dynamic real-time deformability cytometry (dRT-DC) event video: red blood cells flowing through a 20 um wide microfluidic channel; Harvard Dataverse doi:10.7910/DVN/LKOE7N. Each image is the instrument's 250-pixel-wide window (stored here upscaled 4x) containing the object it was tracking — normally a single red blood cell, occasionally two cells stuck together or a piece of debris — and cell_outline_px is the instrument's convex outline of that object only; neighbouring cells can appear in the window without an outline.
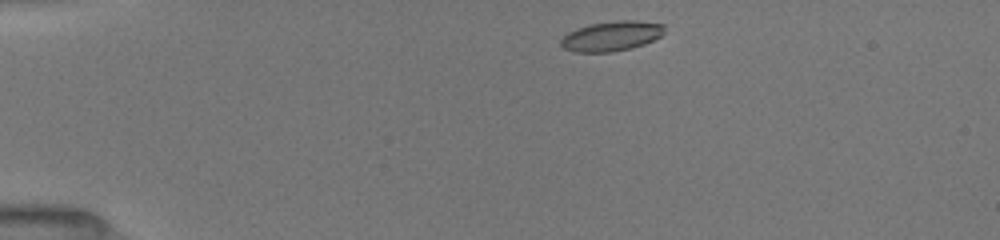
{"species": "common noctule bat (a hibernating species)", "species_latin": "Nyctalus noctula", "temperature_condition": "room temperature", "stored_images_in_passage": 16, "camera_frame_rate_fps": 3000, "um_per_image_px": 0.085, "animal": {"sex": "female", "body_mass_g": 19.5, "forearm_length_mm": 54.1}, "frame": {"image": 1, "passage_image": 1, "time_ms": 0.0, "image_size_px": [1000, 240], "cell_outline_px": [[664, 32], [660, 36], [644, 44], [632, 48], [612, 52], [572, 52], [564, 48], [560, 44], [560, 40], [568, 32], [576, 28], [588, 24], [616, 20], [636, 20], [664, 24]], "centroid_in_image_um": [51.95, 3.06], "position_along_channel_um": 33.0, "area_um2": 18.21}}
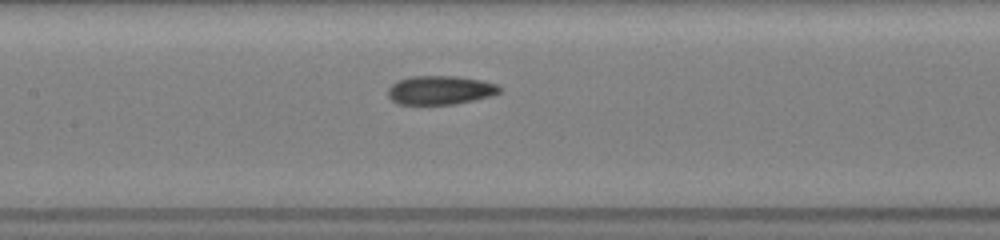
{"frame": {"image": 2, "passage_image": 14, "time_ms": 5.0, "image_size_px": [1000, 240], "cell_outline_px": [[500, 92], [492, 96], [452, 104], [396, 104], [388, 96], [388, 88], [392, 84], [400, 80], [412, 76], [460, 76], [484, 80], [496, 84], [500, 88]], "centroid_in_image_um": [37.42, 7.65], "position_along_channel_um": 170.0, "area_um2": 18.73}}
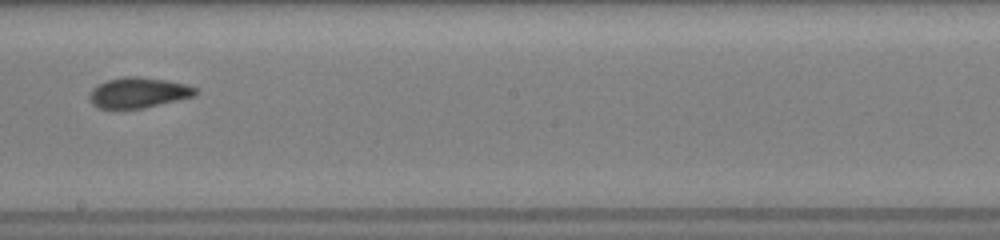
{"frame": {"image": 3, "passage_image": 16, "time_ms": 6.667, "image_size_px": [1000, 240], "cell_outline_px": [[200, 92], [196, 96], [144, 108], [100, 108], [92, 104], [88, 96], [92, 88], [108, 80], [124, 76], [140, 76], [168, 80], [188, 84], [196, 88]], "centroid_in_image_um": [11.82, 7.86], "position_along_channel_um": 236.4, "area_um2": 19.02}}